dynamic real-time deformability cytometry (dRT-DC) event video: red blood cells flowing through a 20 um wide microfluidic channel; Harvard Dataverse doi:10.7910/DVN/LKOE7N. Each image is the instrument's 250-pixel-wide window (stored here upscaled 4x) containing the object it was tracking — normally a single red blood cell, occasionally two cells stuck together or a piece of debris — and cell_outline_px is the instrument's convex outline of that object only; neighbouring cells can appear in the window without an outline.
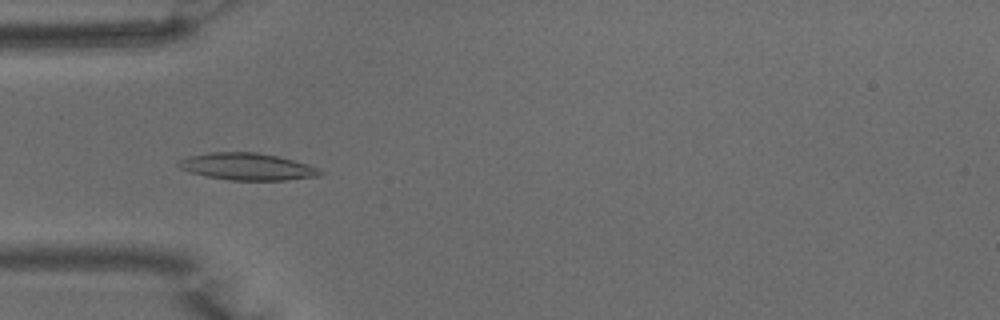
{"species": "common noctule bat (a hibernating species)", "species_latin": "Nyctalus noctula", "temperature_condition": "warm", "stored_images_in_passage": 42, "camera_frame_rate_fps": 3000, "um_per_image_px": 0.085, "animal": {"sex": "male", "body_mass_g": 15.6}, "frame": {"image": 1, "passage_image": 7, "time_ms": 2.0, "image_size_px": [1000, 320], "cell_outline_px": [[324, 172], [320, 176], [284, 180], [228, 180], [204, 176], [180, 168], [176, 164], [176, 160], [188, 156], [212, 152], [256, 152], [276, 156], [308, 164], [320, 168]], "centroid_in_image_um": [21.0, 14.16], "position_along_channel_um": 64.0, "area_um2": 22.37}}
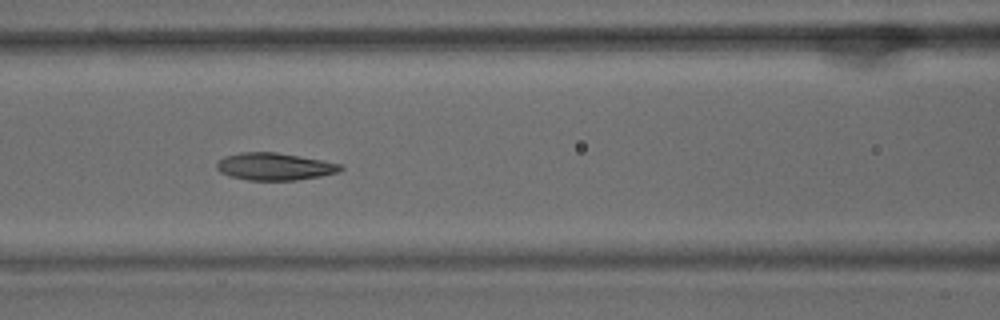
{"frame": {"image": 2, "passage_image": 13, "time_ms": 4.0, "image_size_px": [1000, 320], "cell_outline_px": [[344, 168], [336, 172], [320, 176], [296, 180], [248, 180], [228, 176], [220, 172], [216, 168], [216, 164], [224, 156], [240, 152], [276, 152], [320, 160], [340, 164]], "centroid_in_image_um": [23.28, 14.16], "position_along_channel_um": 143.3, "area_um2": 19.54}}
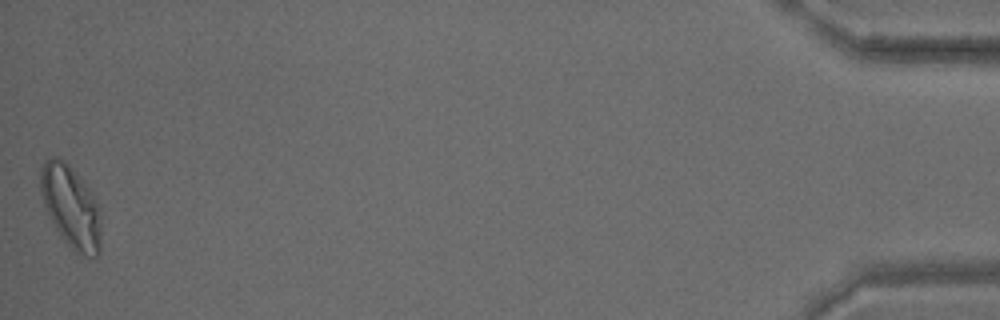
{"frame": {"image": 3, "passage_image": 42, "time_ms": 13.667, "image_size_px": [1000, 320], "cell_outline_px": [[100, 252], [96, 260], [76, 252], [60, 236], [44, 204], [40, 192], [40, 168], [44, 160], [52, 156], [56, 156], [64, 160], [68, 164], [88, 188], [96, 200], [100, 216]], "centroid_in_image_um": [6.02, 17.58], "position_along_channel_um": 429.2, "area_um2": 28.9}, "authors_computed_cell_mechanics": {"area_um2": 20.1433, "velocity_mm_per_s": 3.954, "shape_relaxation_time_tau1_ms": 3.7302, "shape_relaxation_time_tau2_ms": 2.063, "deformation_change_tau1": 0.1498, "deformation_change_tau2": 0.0776}}